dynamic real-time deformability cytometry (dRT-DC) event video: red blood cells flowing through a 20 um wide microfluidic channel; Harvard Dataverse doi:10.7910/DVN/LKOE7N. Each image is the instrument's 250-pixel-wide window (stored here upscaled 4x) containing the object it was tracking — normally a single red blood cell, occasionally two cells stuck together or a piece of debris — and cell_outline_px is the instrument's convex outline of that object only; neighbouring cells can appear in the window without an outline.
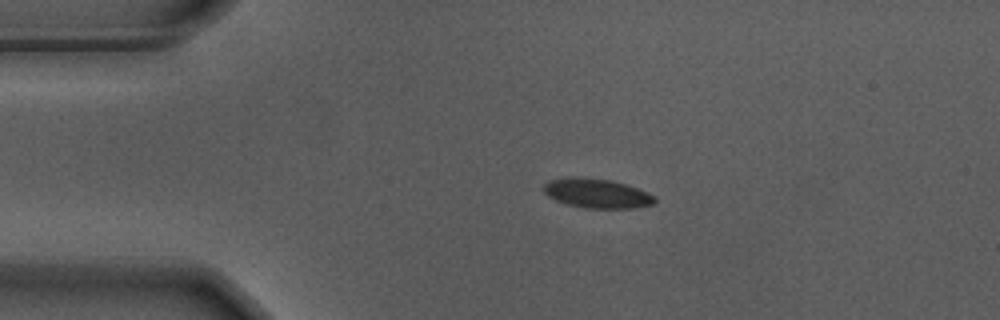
{"species": "Egyptian fruit bat (a non-hibernating species)", "species_latin": "Rousettus aegyptiacus", "temperature_condition": "warm", "stored_images_in_passage": 41, "camera_frame_rate_fps": 3000, "um_per_image_px": 0.085, "animal": {"sex": "male"}, "frame": {"image": 1, "passage_image": 1, "time_ms": 0.0, "image_size_px": [1000, 320], "cell_outline_px": [[656, 200], [652, 204], [632, 208], [584, 208], [568, 204], [556, 200], [548, 196], [544, 192], [544, 184], [548, 180], [576, 176], [608, 180], [624, 184], [648, 192], [656, 196]], "centroid_in_image_um": [50.72, 16.43], "position_along_channel_um": 34.3, "area_um2": 18.84}}
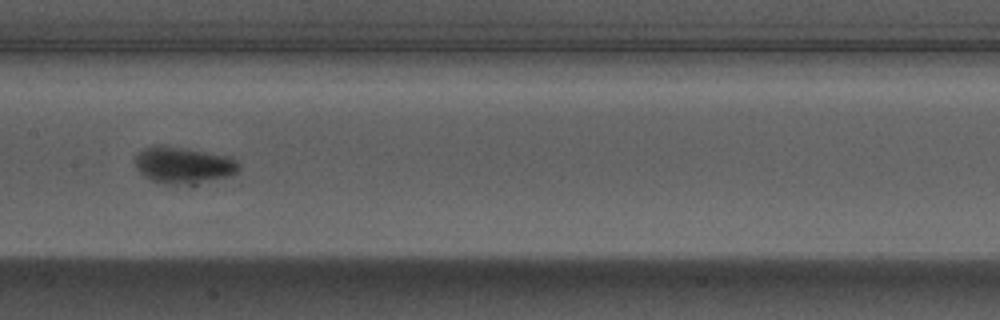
{"frame": {"image": 2, "passage_image": 17, "time_ms": 5.333, "image_size_px": [1000, 320], "cell_outline_px": [[240, 168], [232, 176], [192, 188], [164, 184], [152, 180], [144, 176], [136, 168], [136, 156], [144, 148], [160, 144], [232, 156], [240, 164]], "centroid_in_image_um": [15.67, 14.1], "position_along_channel_um": 191.7, "area_um2": 23.24}}
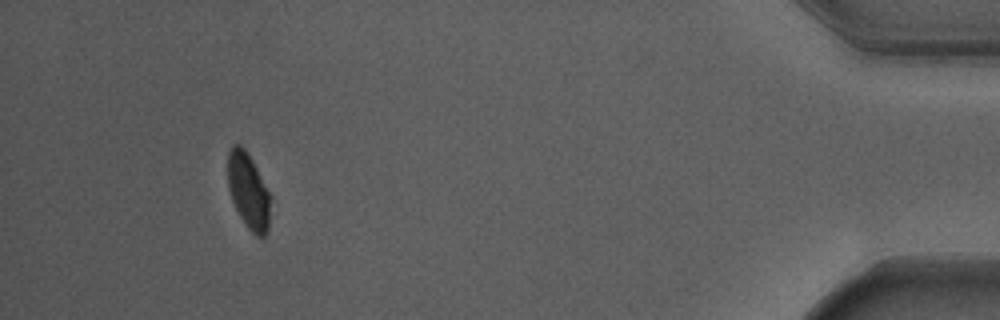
{"frame": {"image": 3, "passage_image": 41, "time_ms": 13.333, "image_size_px": [1000, 320], "cell_outline_px": [[268, 232], [264, 236], [256, 236], [244, 224], [232, 200], [228, 188], [228, 152], [232, 144], [240, 144], [248, 152], [268, 192]], "centroid_in_image_um": [21.06, 16.2], "position_along_channel_um": 414.1, "area_um2": 18.32}, "authors_computed_cell_mechanics": {"area_um2": 19.5364, "velocity_mm_per_s": 3.6802, "shape_relaxation_time_tau1_ms": 2.1993, "shape_relaxation_time_tau2_ms": null, "deformation_change_tau1": 0.0997, "deformation_change_tau2": null}}